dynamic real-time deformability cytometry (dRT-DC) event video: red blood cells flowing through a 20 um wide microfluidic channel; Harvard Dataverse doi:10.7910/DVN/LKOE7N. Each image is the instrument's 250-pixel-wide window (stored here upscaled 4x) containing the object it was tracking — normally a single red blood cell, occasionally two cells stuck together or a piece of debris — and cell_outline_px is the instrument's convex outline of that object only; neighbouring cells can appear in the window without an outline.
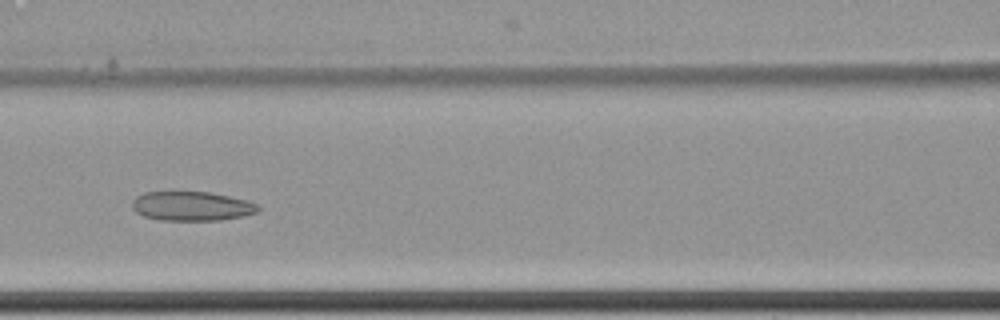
{"species": "common noctule bat (a hibernating species)", "species_latin": "Nyctalus noctula", "temperature_condition": "cold", "stored_images_in_passage": 10, "camera_frame_rate_fps": 3000, "um_per_image_px": 0.085, "animal": {"sex": "female", "body_mass_g": 22.7, "forearm_length_mm": 54.2}, "frame": {"image": 1, "passage_image": 9, "time_ms": 2.667, "image_size_px": [1000, 320], "cell_outline_px": [[260, 208], [256, 212], [244, 216], [220, 220], [160, 220], [144, 216], [136, 212], [132, 208], [132, 200], [136, 196], [144, 192], [208, 192], [248, 200], [260, 204]], "centroid_in_image_um": [16.31, 17.52], "position_along_channel_um": 150.3, "area_um2": 21.56}}
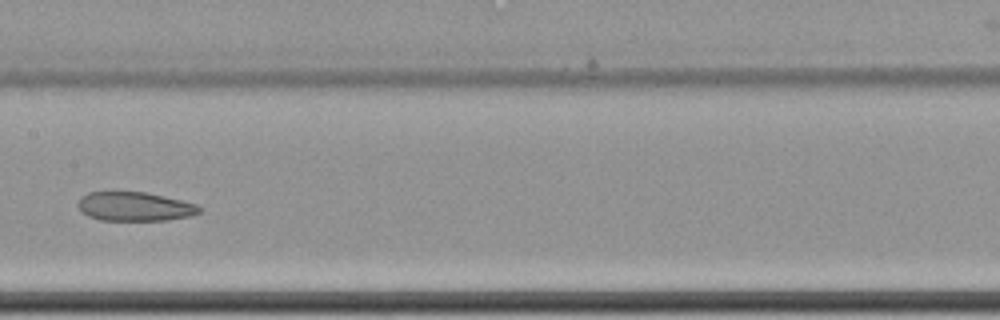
{"frame": {"image": 2, "passage_image": 10, "time_ms": 3.0, "image_size_px": [1000, 320], "cell_outline_px": [[204, 208], [200, 212], [192, 216], [168, 220], [100, 220], [88, 216], [80, 212], [76, 204], [80, 196], [88, 192], [108, 188], [144, 192], [164, 196], [196, 204]], "centroid_in_image_um": [11.36, 17.51], "position_along_channel_um": 196.0, "area_um2": 21.56}}